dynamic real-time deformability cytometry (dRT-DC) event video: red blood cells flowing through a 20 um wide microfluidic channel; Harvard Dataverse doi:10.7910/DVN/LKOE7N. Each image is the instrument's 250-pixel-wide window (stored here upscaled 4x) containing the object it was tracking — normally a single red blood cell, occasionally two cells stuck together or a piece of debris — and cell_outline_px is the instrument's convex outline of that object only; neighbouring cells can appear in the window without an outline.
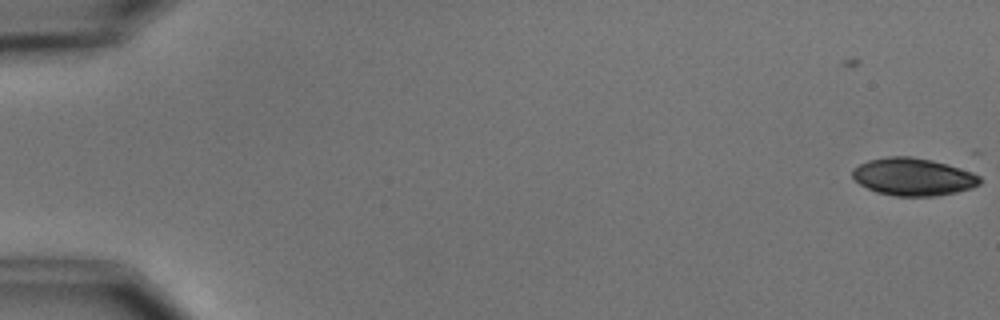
{"species": "common noctule bat (a hibernating species)", "species_latin": "Nyctalus noctula", "temperature_condition": "cold", "stored_images_in_passage": 7, "camera_frame_rate_fps": 3000, "um_per_image_px": 0.085, "animal": {"sex": "male", "body_mass_g": 15.6}, "frame": {"image": 1, "passage_image": 2, "time_ms": 1.333, "image_size_px": [1000, 320], "cell_outline_px": [[980, 184], [972, 188], [956, 192], [936, 196], [896, 196], [876, 192], [860, 184], [852, 176], [852, 172], [860, 164], [868, 160], [888, 156], [912, 156], [932, 160], [972, 172], [980, 176]], "centroid_in_image_um": [77.63, 15.03], "position_along_channel_um": 7.4, "area_um2": 27.74}}